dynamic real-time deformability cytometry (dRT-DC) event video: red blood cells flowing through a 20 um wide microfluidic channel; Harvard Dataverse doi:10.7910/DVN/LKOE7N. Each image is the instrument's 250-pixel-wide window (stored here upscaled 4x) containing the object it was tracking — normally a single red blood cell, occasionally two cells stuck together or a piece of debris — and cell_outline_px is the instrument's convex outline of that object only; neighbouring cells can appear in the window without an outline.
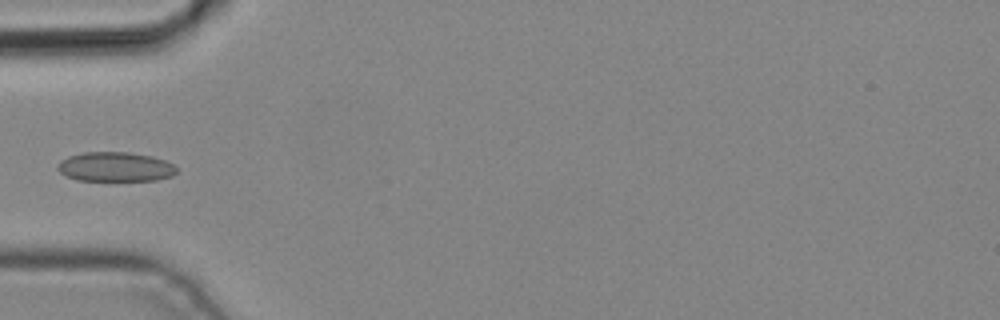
{"species": "common noctule bat (a hibernating species)", "species_latin": "Nyctalus noctula", "temperature_condition": "cold", "stored_images_in_passage": 4, "camera_frame_rate_fps": 3000, "um_per_image_px": 0.085, "animal": {"sex": "male", "body_mass_g": 19.2, "forearm_length_mm": 51.8}, "frame": {"image": 1, "passage_image": 3, "time_ms": 0.667, "image_size_px": [1000, 320], "cell_outline_px": [[176, 172], [172, 176], [156, 180], [76, 180], [64, 176], [56, 168], [56, 164], [60, 160], [68, 156], [84, 152], [128, 152], [152, 156], [164, 160], [172, 164], [176, 168]], "centroid_in_image_um": [9.74, 14.18], "position_along_channel_um": 75.3, "area_um2": 20.52}}
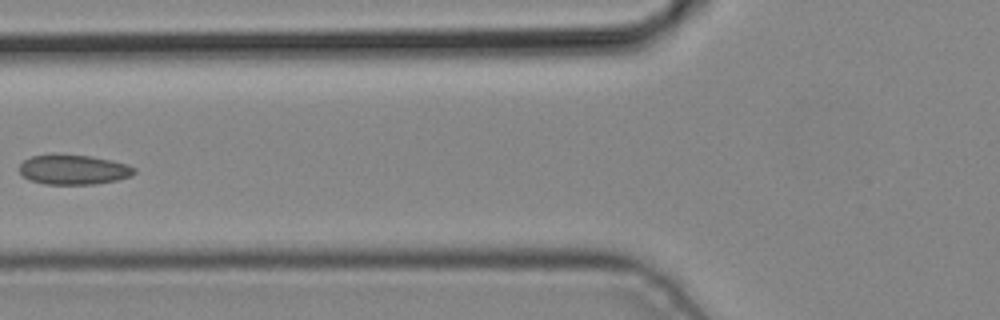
{"frame": {"image": 2, "passage_image": 4, "time_ms": 1.0, "image_size_px": [1000, 320], "cell_outline_px": [[136, 172], [128, 176], [116, 180], [92, 184], [44, 184], [28, 180], [20, 172], [20, 164], [24, 160], [32, 156], [52, 152], [88, 156], [112, 160], [128, 164], [136, 168]], "centroid_in_image_um": [6.21, 14.39], "position_along_channel_um": 119.6, "area_um2": 20.23}}